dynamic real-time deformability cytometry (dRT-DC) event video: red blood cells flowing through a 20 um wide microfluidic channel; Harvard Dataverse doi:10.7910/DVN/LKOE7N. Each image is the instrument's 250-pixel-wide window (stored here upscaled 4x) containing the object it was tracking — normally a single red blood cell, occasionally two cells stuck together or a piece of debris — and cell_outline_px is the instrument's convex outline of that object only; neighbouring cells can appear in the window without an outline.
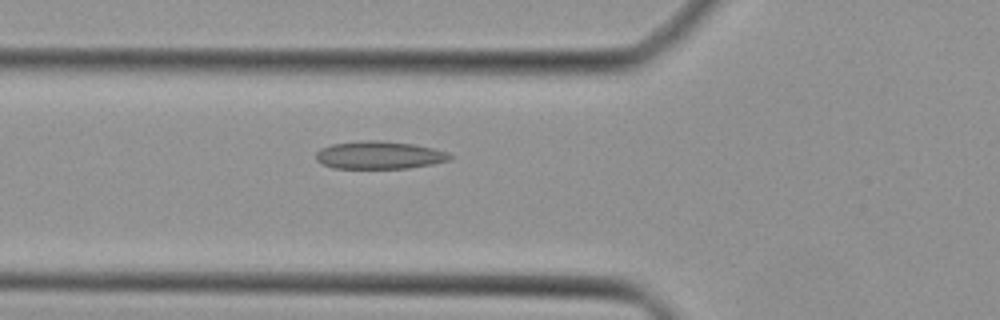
{"species": "Egyptian fruit bat (a non-hibernating species)", "species_latin": "Rousettus aegyptiacus", "temperature_condition": "cold", "stored_images_in_passage": 28, "camera_frame_rate_fps": 3000, "um_per_image_px": 0.085, "animal": {"sex": "female"}, "frame": {"image": 1, "passage_image": 2, "time_ms": 0.333, "image_size_px": [1000, 320], "cell_outline_px": [[452, 156], [448, 160], [432, 164], [408, 168], [332, 168], [320, 164], [316, 160], [316, 152], [320, 148], [332, 144], [360, 140], [380, 140], [412, 144], [432, 148], [448, 152]], "centroid_in_image_um": [32.18, 13.18], "position_along_channel_um": 93.6, "area_um2": 21.73}}
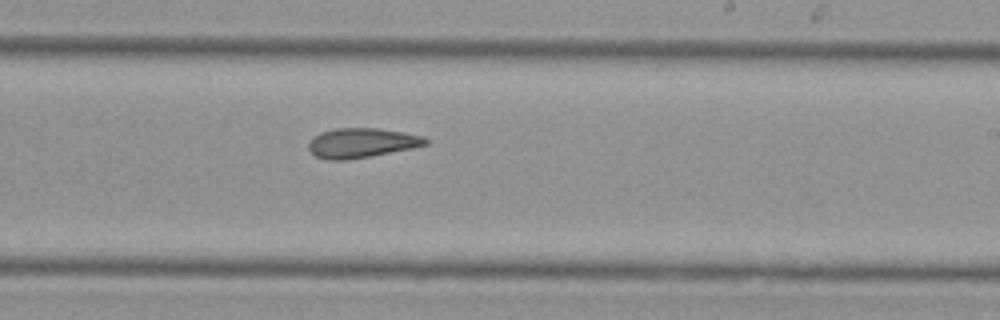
{"frame": {"image": 2, "passage_image": 13, "time_ms": 4.0, "image_size_px": [1000, 320], "cell_outline_px": [[428, 144], [412, 148], [368, 156], [344, 160], [328, 160], [316, 156], [308, 148], [308, 144], [320, 132], [336, 128], [380, 128], [404, 132], [424, 136], [428, 140]], "centroid_in_image_um": [30.76, 12.13], "position_along_channel_um": 258.2, "area_um2": 20.0}}
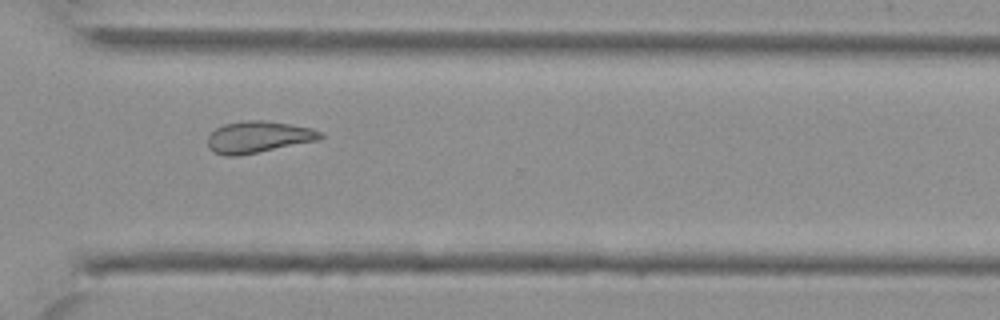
{"frame": {"image": 3, "passage_image": 19, "time_ms": 6.0, "image_size_px": [1000, 320], "cell_outline_px": [[324, 136], [320, 140], [236, 156], [224, 156], [212, 152], [208, 148], [208, 136], [216, 128], [224, 124], [248, 120], [264, 120], [312, 128], [324, 132]], "centroid_in_image_um": [21.96, 11.65], "position_along_channel_um": 348.6, "area_um2": 20.81}}